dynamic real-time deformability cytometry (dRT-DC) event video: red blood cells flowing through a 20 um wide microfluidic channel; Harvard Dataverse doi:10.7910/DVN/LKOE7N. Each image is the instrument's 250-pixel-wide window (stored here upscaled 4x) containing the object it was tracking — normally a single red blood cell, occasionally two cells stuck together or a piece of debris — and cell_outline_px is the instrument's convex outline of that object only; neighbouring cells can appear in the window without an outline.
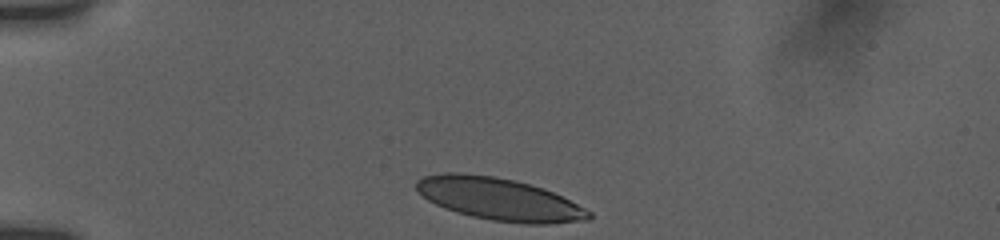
{"species": "human", "species_latin": "Homo sapiens", "temperature_condition": "room temperature", "stored_images_in_passage": 25, "camera_frame_rate_fps": 3000, "um_per_image_px": 0.085, "donor": {"sex": "female"}, "frame": {"image": 1, "passage_image": 1, "time_ms": 0.0, "image_size_px": [1000, 240], "cell_outline_px": [[592, 216], [588, 220], [548, 224], [524, 224], [492, 220], [472, 216], [456, 212], [444, 208], [428, 200], [416, 192], [416, 180], [424, 176], [444, 172], [460, 172], [492, 176], [516, 180], [544, 188], [592, 212]], "centroid_in_image_um": [42.39, 16.92], "position_along_channel_um": 42.6, "area_um2": 42.66}}
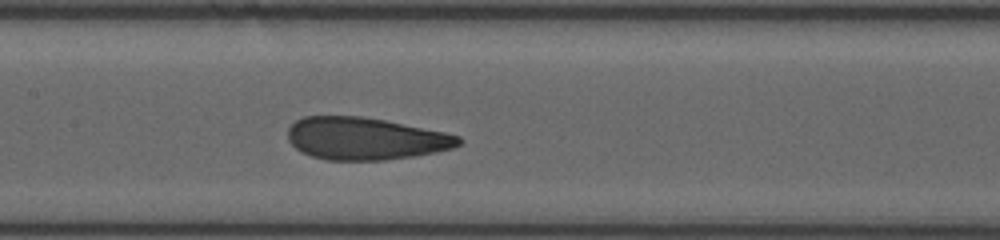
{"frame": {"image": 2, "passage_image": 15, "time_ms": 4.667, "image_size_px": [1000, 240], "cell_outline_px": [[464, 140], [460, 144], [452, 148], [436, 152], [412, 156], [384, 160], [328, 160], [312, 156], [300, 152], [288, 140], [288, 128], [296, 120], [304, 116], [360, 116], [384, 120], [444, 132], [460, 136]], "centroid_in_image_um": [31.04, 11.78], "position_along_channel_um": 176.4, "area_um2": 42.08}}
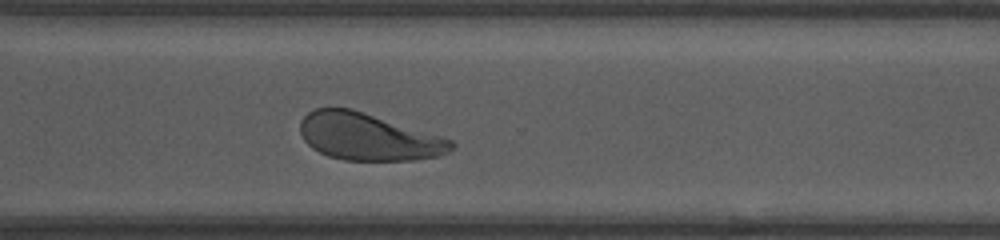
{"frame": {"image": 3, "passage_image": 25, "time_ms": 9.0, "image_size_px": [1000, 240], "cell_outline_px": [[456, 144], [448, 152], [440, 156], [412, 160], [344, 160], [328, 156], [312, 148], [304, 140], [300, 132], [300, 120], [308, 112], [316, 108], [352, 108], [440, 136], [452, 140]], "centroid_in_image_um": [31.28, 11.63], "position_along_channel_um": 339.3, "area_um2": 41.33}}